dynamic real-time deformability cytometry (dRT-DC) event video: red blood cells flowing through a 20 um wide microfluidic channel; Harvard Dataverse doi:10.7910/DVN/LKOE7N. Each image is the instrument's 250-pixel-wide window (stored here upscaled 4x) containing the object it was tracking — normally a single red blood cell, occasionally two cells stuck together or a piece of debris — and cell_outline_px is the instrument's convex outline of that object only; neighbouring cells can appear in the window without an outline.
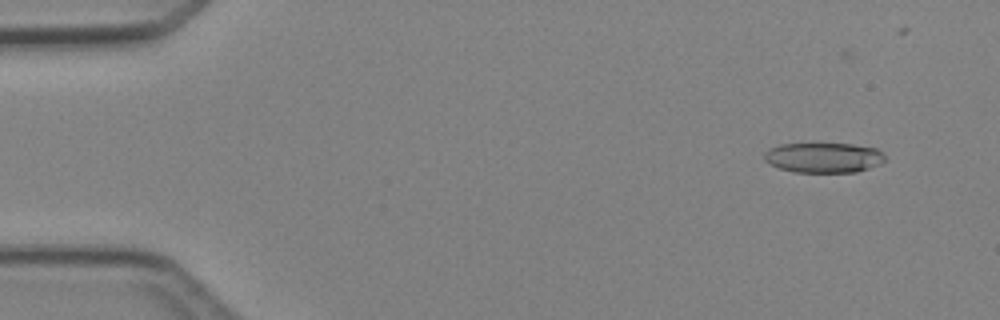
{"species": "Egyptian fruit bat (a non-hibernating species)", "species_latin": "Rousettus aegyptiacus", "temperature_condition": "cold", "stored_images_in_passage": 5, "segment_of_instrument_passage": [1, 2], "camera_frame_rate_fps": 3000, "um_per_image_px": 0.085, "animal": {"sex": "female"}, "frame": {"image": 1, "passage_image": 1, "time_ms": 0.0, "image_size_px": [1000, 320], "cell_outline_px": [[888, 160], [880, 164], [856, 172], [792, 172], [780, 168], [764, 160], [764, 152], [780, 144], [852, 144], [876, 148]], "centroid_in_image_um": [70.03, 13.4], "position_along_channel_um": 15.0, "area_um2": 21.04}}